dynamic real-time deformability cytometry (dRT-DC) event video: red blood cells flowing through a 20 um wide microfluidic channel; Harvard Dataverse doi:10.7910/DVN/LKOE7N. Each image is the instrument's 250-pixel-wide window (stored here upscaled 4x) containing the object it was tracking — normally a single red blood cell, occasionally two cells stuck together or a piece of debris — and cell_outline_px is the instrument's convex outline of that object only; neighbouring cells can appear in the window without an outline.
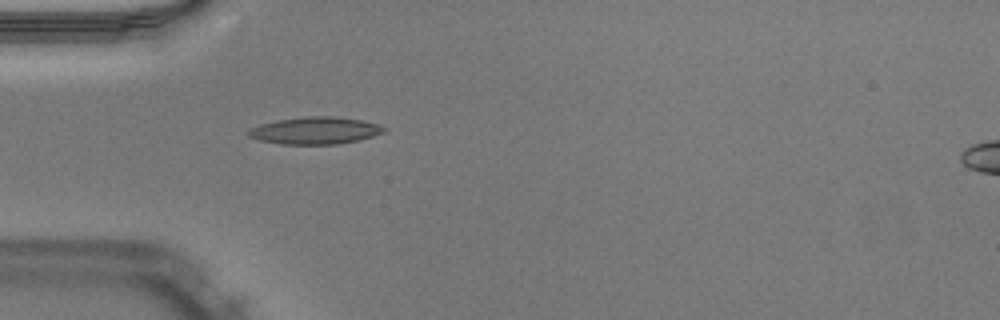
{"species": "Egyptian fruit bat (a non-hibernating species)", "species_latin": "Rousettus aegyptiacus", "temperature_condition": "warm", "stored_images_in_passage": 11, "camera_frame_rate_fps": 3000, "um_per_image_px": 0.085, "animal": {"sex": "male"}, "frame": {"image": 1, "passage_image": 1, "time_ms": 0.0, "image_size_px": [1000, 320], "cell_outline_px": [[388, 128], [384, 132], [372, 136], [356, 140], [336, 144], [280, 144], [260, 140], [248, 136], [244, 132], [260, 124], [280, 120], [304, 116], [336, 116], [360, 120], [380, 124]], "centroid_in_image_um": [26.79, 11.09], "position_along_channel_um": 58.2, "area_um2": 21.39}}
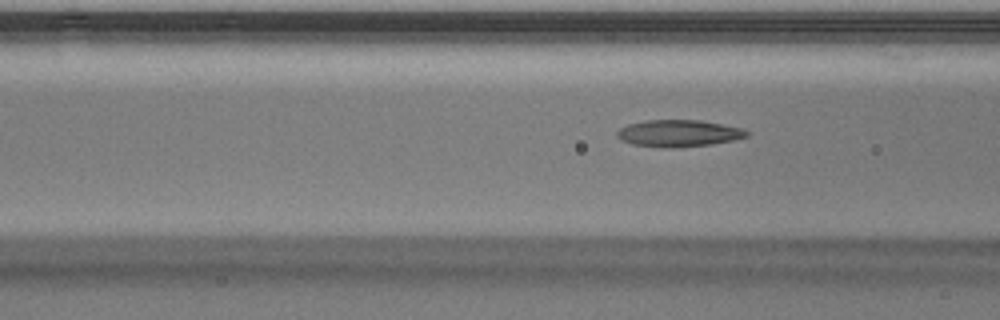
{"frame": {"image": 2, "passage_image": 5, "time_ms": 1.333, "image_size_px": [1000, 320], "cell_outline_px": [[748, 136], [732, 140], [712, 144], [672, 148], [660, 148], [632, 144], [616, 136], [616, 132], [620, 128], [628, 124], [648, 120], [700, 120], [744, 128], [748, 132]], "centroid_in_image_um": [57.69, 11.33], "position_along_channel_um": 108.9, "area_um2": 20.29}}
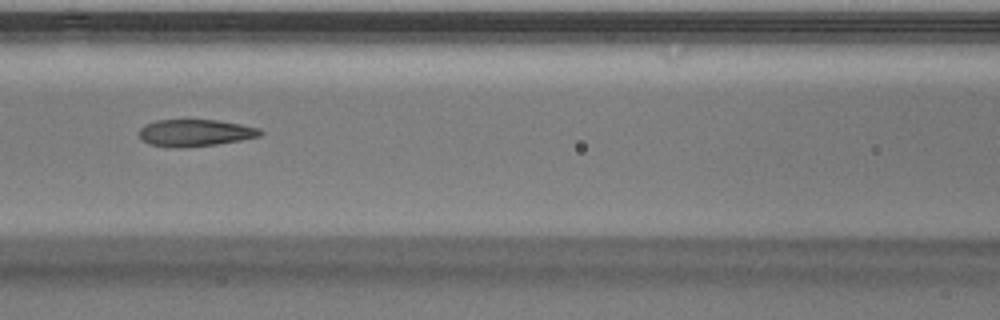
{"frame": {"image": 3, "passage_image": 8, "time_ms": 2.333, "image_size_px": [1000, 320], "cell_outline_px": [[264, 132], [260, 136], [240, 140], [216, 144], [180, 148], [148, 144], [140, 136], [140, 128], [144, 124], [156, 120], [216, 120], [240, 124], [260, 128]], "centroid_in_image_um": [16.6, 11.28], "position_along_channel_um": 150.0, "area_um2": 18.9}}